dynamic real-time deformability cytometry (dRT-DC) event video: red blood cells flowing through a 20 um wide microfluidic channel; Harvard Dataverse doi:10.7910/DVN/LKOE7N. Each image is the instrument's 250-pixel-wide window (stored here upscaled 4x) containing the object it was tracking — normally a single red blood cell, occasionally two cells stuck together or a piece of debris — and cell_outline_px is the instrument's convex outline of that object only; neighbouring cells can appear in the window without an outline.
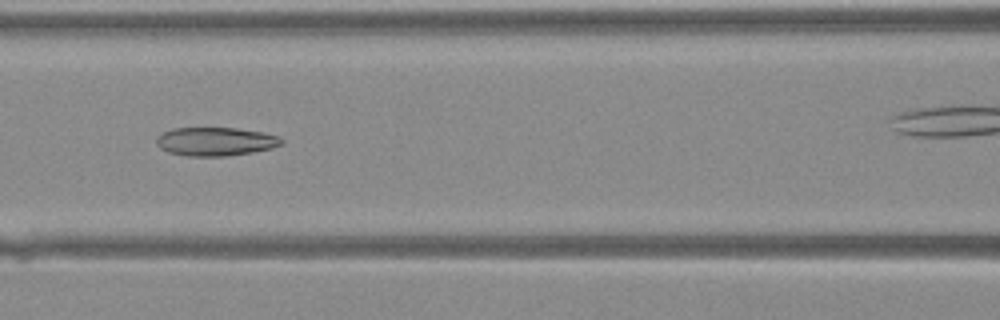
{"species": "Egyptian fruit bat (a non-hibernating species)", "species_latin": "Rousettus aegyptiacus", "temperature_condition": "warm", "stored_images_in_passage": 36, "camera_frame_rate_fps": 3000, "um_per_image_px": 0.085, "animal": {"sex": "female"}, "frame": {"image": 1, "passage_image": 20, "time_ms": 6.333, "image_size_px": [1000, 320], "cell_outline_px": [[284, 144], [272, 148], [252, 152], [224, 156], [188, 156], [168, 152], [160, 148], [156, 144], [156, 140], [164, 132], [172, 128], [236, 128], [260, 132], [276, 136], [284, 140]], "centroid_in_image_um": [18.32, 12.03], "position_along_channel_um": 148.3, "area_um2": 20.63}}
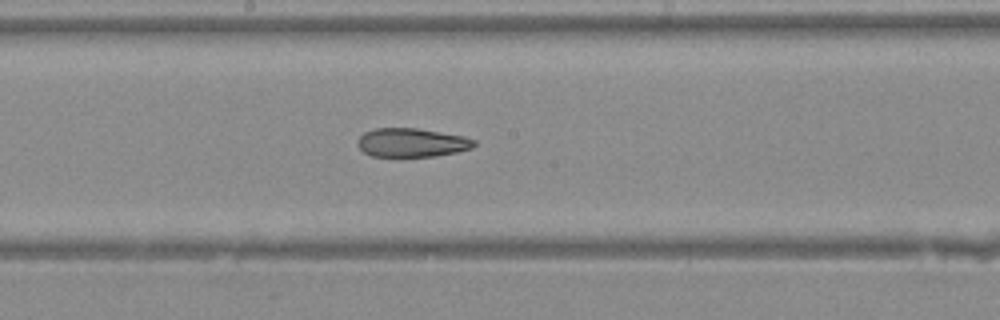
{"frame": {"image": 2, "passage_image": 24, "time_ms": 7.667, "image_size_px": [1000, 320], "cell_outline_px": [[476, 144], [472, 148], [456, 152], [436, 156], [372, 156], [364, 152], [356, 144], [356, 140], [364, 132], [376, 128], [416, 128], [464, 136], [476, 140]], "centroid_in_image_um": [34.99, 12.12], "position_along_channel_um": 213.2, "area_um2": 19.54}}
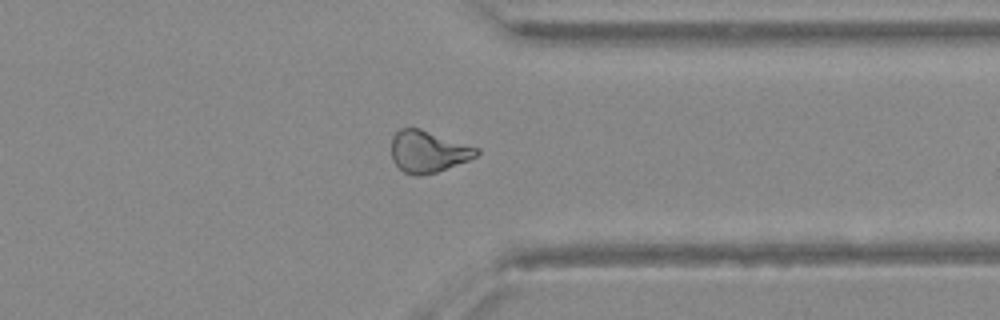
{"frame": {"image": 3, "passage_image": 34, "time_ms": 11.0, "image_size_px": [1000, 320], "cell_outline_px": [[480, 152], [476, 156], [468, 160], [436, 172], [420, 176], [416, 176], [404, 172], [392, 160], [392, 136], [400, 128], [420, 128], [480, 148]], "centroid_in_image_um": [36.39, 12.87], "position_along_channel_um": 375.0, "area_um2": 20.69}}